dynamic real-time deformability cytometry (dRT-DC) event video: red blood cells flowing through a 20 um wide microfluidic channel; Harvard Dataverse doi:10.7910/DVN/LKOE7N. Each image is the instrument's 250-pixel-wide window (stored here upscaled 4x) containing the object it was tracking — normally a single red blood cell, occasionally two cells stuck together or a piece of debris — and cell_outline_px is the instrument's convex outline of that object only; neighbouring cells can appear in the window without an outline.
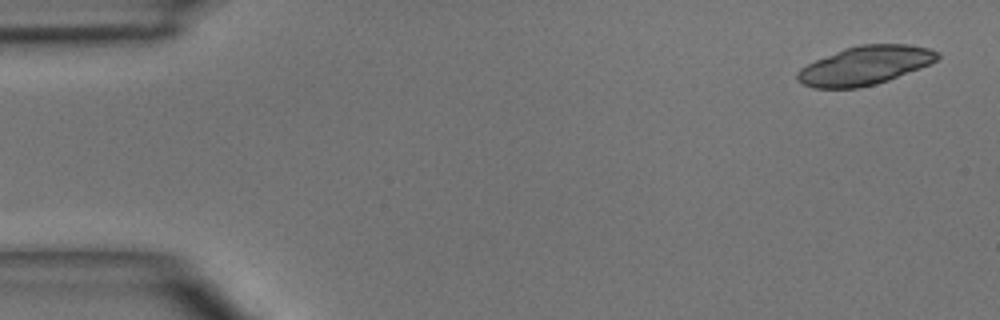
{"species": "common noctule bat (a hibernating species)", "species_latin": "Nyctalus noctula", "temperature_condition": "room temperature", "stored_images_in_passage": 4, "camera_frame_rate_fps": 3000, "um_per_image_px": 0.085, "animal": {"sex": "male", "body_mass_g": 15.6}, "frame": {"image": 1, "passage_image": 1, "time_ms": 0.0, "image_size_px": [1000, 320], "cell_outline_px": [[940, 56], [936, 60], [920, 68], [888, 80], [876, 84], [860, 88], [816, 88], [804, 84], [796, 80], [796, 72], [800, 68], [816, 60], [844, 48], [860, 44], [908, 44], [928, 48], [940, 52]], "centroid_in_image_um": [73.52, 5.56], "position_along_channel_um": 11.5, "area_um2": 31.5}}